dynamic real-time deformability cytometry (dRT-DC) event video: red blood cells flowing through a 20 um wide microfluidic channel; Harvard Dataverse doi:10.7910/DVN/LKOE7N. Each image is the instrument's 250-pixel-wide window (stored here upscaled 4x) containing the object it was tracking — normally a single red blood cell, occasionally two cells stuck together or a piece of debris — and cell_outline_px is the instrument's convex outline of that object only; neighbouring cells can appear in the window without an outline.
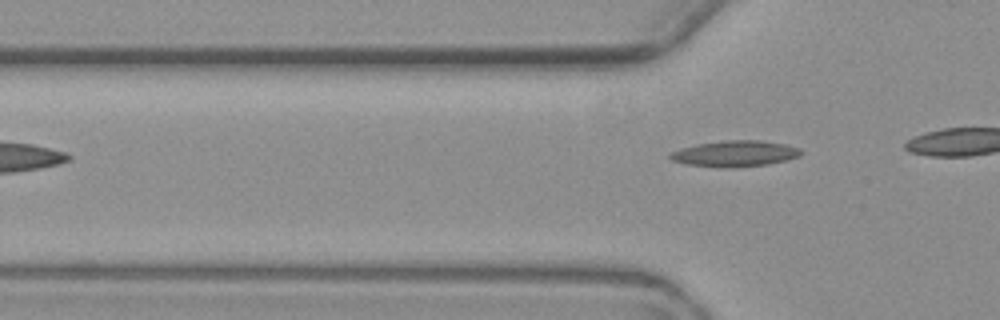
{"species": "common noctule bat (a hibernating species)", "species_latin": "Nyctalus noctula", "temperature_condition": "warm", "stored_images_in_passage": 5, "segment_of_instrument_passage": [2, 2], "camera_frame_rate_fps": 3000, "um_per_image_px": 0.085, "animal": {"sex": "female", "body_mass_g": 19.3, "forearm_length_mm": 54.1}, "frame": {"image": 1, "passage_image": 5, "time_ms": 5.333, "image_size_px": [1000, 320], "cell_outline_px": [[804, 152], [800, 156], [768, 164], [732, 168], [684, 164], [672, 160], [668, 156], [672, 152], [680, 148], [696, 144], [724, 140], [760, 140], [784, 144], [800, 148]], "centroid_in_image_um": [62.47, 13.05], "position_along_channel_um": 63.3, "area_um2": 19.83}}